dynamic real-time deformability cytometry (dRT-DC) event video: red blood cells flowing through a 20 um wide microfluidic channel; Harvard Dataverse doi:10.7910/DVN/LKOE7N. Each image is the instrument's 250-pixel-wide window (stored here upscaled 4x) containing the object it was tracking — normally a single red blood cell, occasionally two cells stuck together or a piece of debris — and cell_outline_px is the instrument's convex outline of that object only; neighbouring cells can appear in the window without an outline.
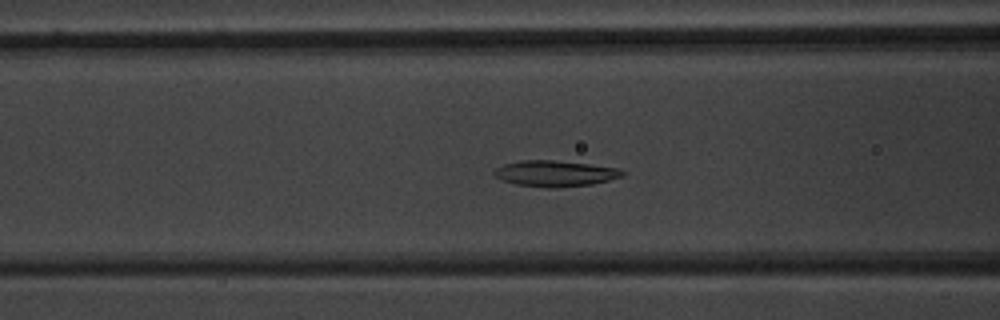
{"species": "common noctule bat (a hibernating species)", "species_latin": "Nyctalus noctula", "temperature_condition": "warm", "stored_images_in_passage": 39, "camera_frame_rate_fps": 3000, "um_per_image_px": 0.085, "animal": {"sex": "male", "body_mass_g": 20.1, "forearm_length_mm": 53.5}, "frame": {"image": 1, "passage_image": 19, "time_ms": 6.0, "image_size_px": [1000, 320], "cell_outline_px": [[628, 172], [624, 176], [592, 184], [556, 188], [548, 188], [516, 184], [504, 180], [496, 176], [492, 172], [496, 168], [504, 164], [520, 160], [552, 160], [588, 164], [620, 168]], "centroid_in_image_um": [47.23, 14.74], "position_along_channel_um": 119.4, "area_um2": 19.42}}
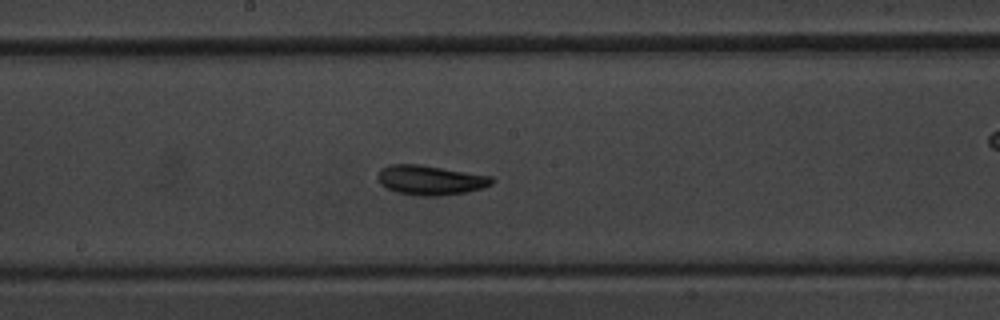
{"frame": {"image": 2, "passage_image": 26, "time_ms": 8.333, "image_size_px": [1000, 320], "cell_outline_px": [[496, 180], [492, 184], [484, 188], [468, 192], [440, 196], [420, 196], [396, 192], [380, 184], [376, 176], [380, 168], [388, 164], [420, 164], [492, 176]], "centroid_in_image_um": [36.59, 15.3], "position_along_channel_um": 211.6, "area_um2": 20.06}}
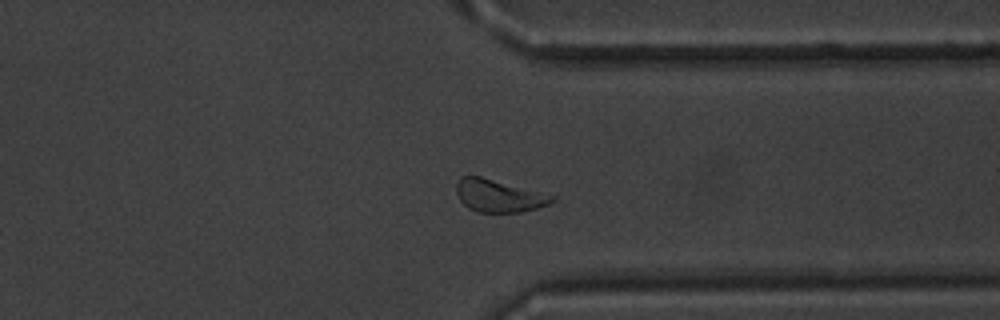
{"frame": {"image": 3, "passage_image": 38, "time_ms": 12.333, "image_size_px": [1000, 320], "cell_outline_px": [[556, 200], [548, 204], [536, 208], [520, 212], [480, 212], [468, 208], [460, 200], [456, 192], [456, 184], [460, 176], [480, 176], [556, 196]], "centroid_in_image_um": [42.38, 16.64], "position_along_channel_um": 369.0, "area_um2": 17.98}, "authors_computed_cell_mechanics": {"area_um2": 18.9584, "velocity_mm_per_s": 3.9466, "shape_relaxation_time_tau1_ms": 2.898, "shape_relaxation_time_tau2_ms": 3.968, "deformation_change_tau1": 0.0965, "deformation_change_tau2": 0.0981}}